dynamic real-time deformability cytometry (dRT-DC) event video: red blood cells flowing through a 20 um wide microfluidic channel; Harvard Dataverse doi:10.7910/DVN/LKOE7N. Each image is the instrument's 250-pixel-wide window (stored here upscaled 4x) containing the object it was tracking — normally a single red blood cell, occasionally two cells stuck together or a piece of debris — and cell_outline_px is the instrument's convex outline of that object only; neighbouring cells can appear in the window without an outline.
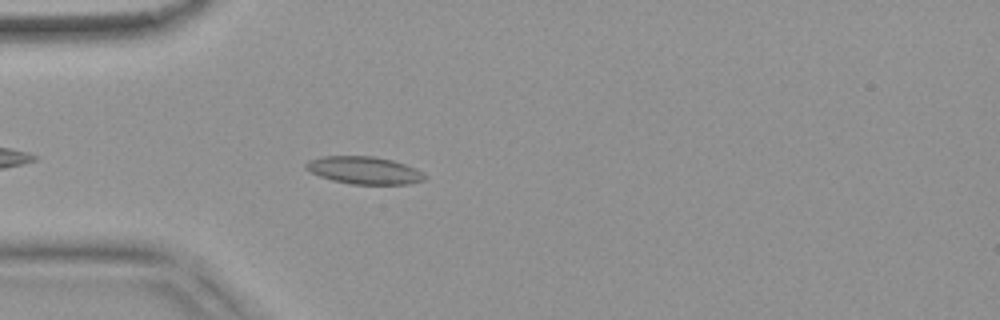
{"species": "common noctule bat (a hibernating species)", "species_latin": "Nyctalus noctula", "temperature_condition": "warm", "stored_images_in_passage": 17, "camera_frame_rate_fps": 3000, "um_per_image_px": 0.085, "animal": {"sex": "female", "body_mass_g": 18.4}, "frame": {"image": 1, "passage_image": 6, "time_ms": 1.667, "image_size_px": [1000, 320], "cell_outline_px": [[428, 176], [424, 180], [408, 184], [352, 184], [332, 180], [320, 176], [304, 168], [304, 164], [312, 160], [324, 156], [372, 156], [392, 160], [404, 164]], "centroid_in_image_um": [30.94, 14.48], "position_along_channel_um": 54.1, "area_um2": 18.73}}
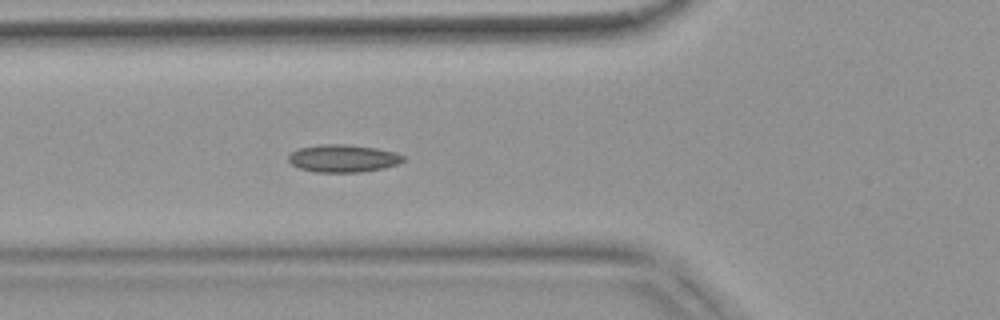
{"frame": {"image": 2, "passage_image": 10, "time_ms": 3.0, "image_size_px": [1000, 320], "cell_outline_px": [[404, 160], [396, 164], [384, 168], [360, 172], [316, 172], [300, 168], [292, 164], [288, 160], [288, 156], [292, 152], [300, 148], [320, 144], [344, 144], [376, 148], [396, 152], [404, 156]], "centroid_in_image_um": [29.17, 13.46], "position_along_channel_um": 96.6, "area_um2": 18.32}}